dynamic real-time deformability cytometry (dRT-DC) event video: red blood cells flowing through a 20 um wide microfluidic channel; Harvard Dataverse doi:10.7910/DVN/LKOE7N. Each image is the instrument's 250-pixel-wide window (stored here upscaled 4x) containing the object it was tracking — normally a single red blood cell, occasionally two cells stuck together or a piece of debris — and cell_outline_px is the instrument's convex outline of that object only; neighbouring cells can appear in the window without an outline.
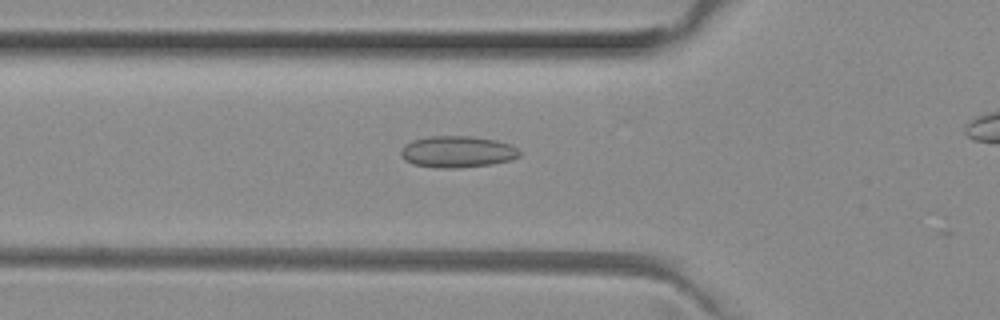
{"species": "common noctule bat (a hibernating species)", "species_latin": "Nyctalus noctula", "temperature_condition": "room temperature", "stored_images_in_passage": 42, "camera_frame_rate_fps": 3000, "um_per_image_px": 0.085, "animal": {"sex": "female", "body_mass_g": 29.2, "forearm_length_mm": 56.3}, "frame": {"image": 1, "passage_image": 16, "time_ms": 5.0, "image_size_px": [1000, 320], "cell_outline_px": [[520, 156], [508, 160], [492, 164], [456, 168], [440, 168], [412, 164], [404, 160], [400, 156], [400, 148], [404, 144], [412, 140], [428, 136], [472, 136], [496, 140], [508, 144], [516, 148], [520, 152]], "centroid_in_image_um": [38.8, 12.89], "position_along_channel_um": 87.0, "area_um2": 21.91}}
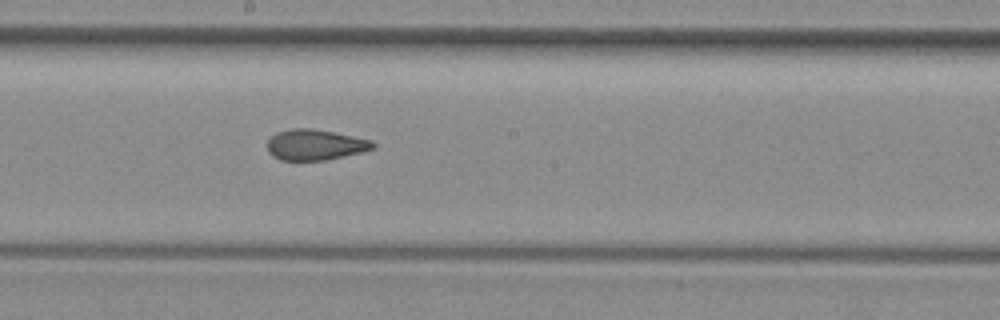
{"frame": {"image": 2, "passage_image": 26, "time_ms": 8.333, "image_size_px": [1000, 320], "cell_outline_px": [[376, 148], [360, 152], [324, 160], [280, 160], [272, 156], [268, 152], [268, 140], [276, 132], [292, 128], [312, 128], [336, 132], [372, 140], [376, 144]], "centroid_in_image_um": [26.79, 12.29], "position_along_channel_um": 221.4, "area_um2": 18.96}}
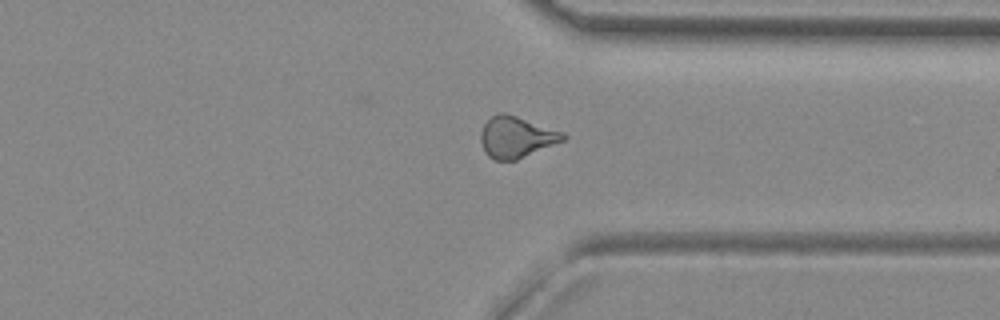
{"frame": {"image": 3, "passage_image": 37, "time_ms": 12.0, "image_size_px": [1000, 320], "cell_outline_px": [[568, 136], [564, 140], [516, 160], [496, 160], [488, 156], [484, 152], [480, 140], [480, 132], [484, 124], [496, 112], [504, 112], [564, 132]], "centroid_in_image_um": [43.86, 11.65], "position_along_channel_um": 367.5, "area_um2": 19.77}}